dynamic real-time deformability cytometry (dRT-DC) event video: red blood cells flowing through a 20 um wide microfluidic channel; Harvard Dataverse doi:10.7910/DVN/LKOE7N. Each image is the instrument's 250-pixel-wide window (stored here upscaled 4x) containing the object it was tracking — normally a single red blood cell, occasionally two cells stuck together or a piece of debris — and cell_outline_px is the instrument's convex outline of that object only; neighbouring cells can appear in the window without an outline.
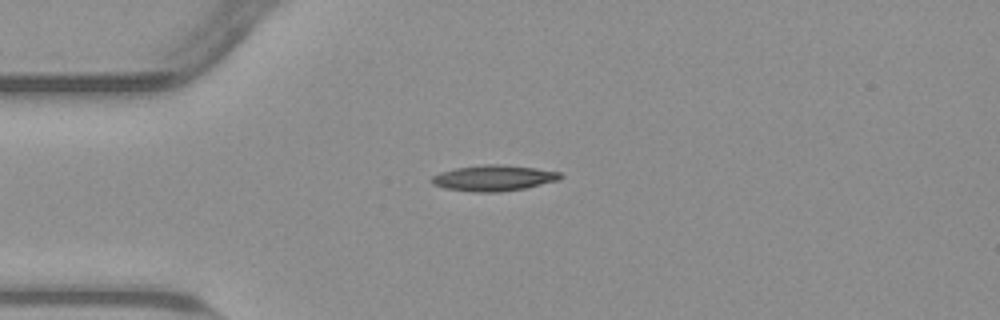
{"species": "common noctule bat (a hibernating species)", "species_latin": "Nyctalus noctula", "temperature_condition": "warm", "stored_images_in_passage": 41, "camera_frame_rate_fps": 3000, "um_per_image_px": 0.085, "animal": {"sex": "male", "body_mass_g": 23.1, "forearm_length_mm": 52.7}, "frame": {"image": 1, "passage_image": 1, "time_ms": 0.0, "image_size_px": [1000, 320], "cell_outline_px": [[564, 176], [560, 180], [524, 188], [500, 192], [476, 192], [444, 188], [432, 184], [432, 176], [440, 172], [456, 168], [484, 164], [500, 164], [536, 168], [560, 172]], "centroid_in_image_um": [41.98, 15.13], "position_along_channel_um": 43.0, "area_um2": 19.36}}
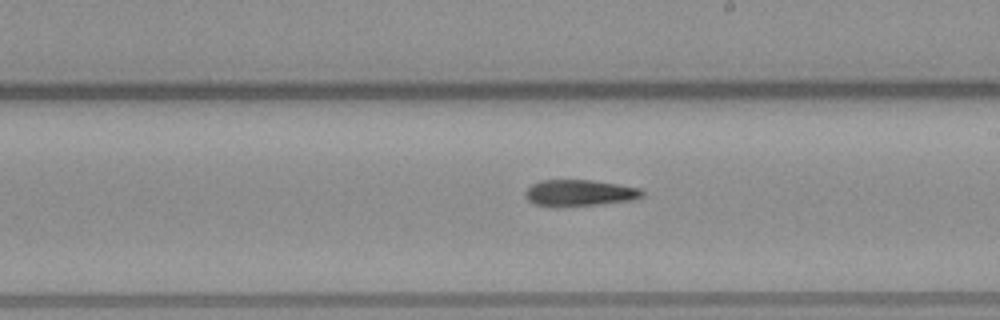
{"frame": {"image": 2, "passage_image": 18, "time_ms": 5.667, "image_size_px": [1000, 320], "cell_outline_px": [[644, 196], [632, 200], [600, 204], [556, 208], [552, 208], [532, 204], [524, 196], [524, 192], [532, 184], [544, 180], [592, 180], [640, 188], [644, 192]], "centroid_in_image_um": [49.21, 16.42], "position_along_channel_um": 239.8, "area_um2": 18.32}}
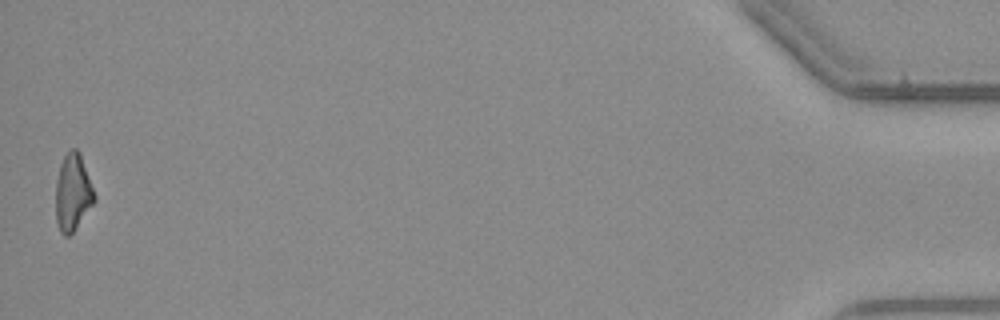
{"frame": {"image": 3, "passage_image": 41, "time_ms": 13.333, "image_size_px": [1000, 320], "cell_outline_px": [[96, 200], [72, 232], [68, 236], [64, 236], [60, 232], [56, 220], [56, 180], [60, 164], [64, 156], [72, 148], [76, 148], [80, 152], [96, 196]], "centroid_in_image_um": [6.19, 16.34], "position_along_channel_um": 429.0, "area_um2": 17.22}}